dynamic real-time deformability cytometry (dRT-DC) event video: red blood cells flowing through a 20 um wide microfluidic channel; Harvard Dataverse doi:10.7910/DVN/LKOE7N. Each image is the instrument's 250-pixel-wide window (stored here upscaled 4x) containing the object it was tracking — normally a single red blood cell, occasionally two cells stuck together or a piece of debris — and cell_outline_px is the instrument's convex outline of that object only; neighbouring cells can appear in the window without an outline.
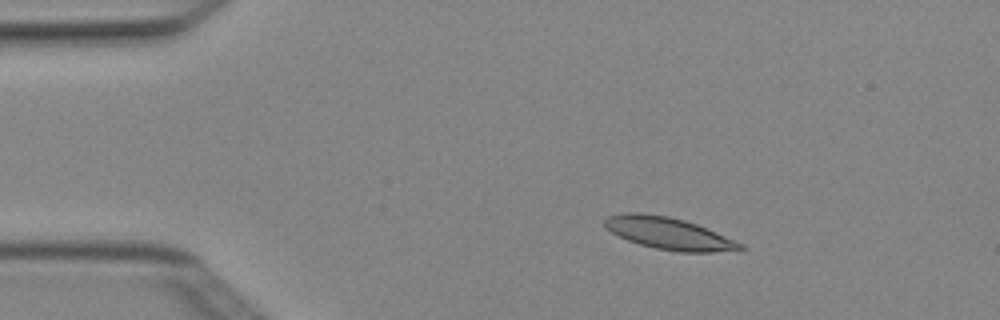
{"species": "Egyptian fruit bat (a non-hibernating species)", "species_latin": "Rousettus aegyptiacus", "temperature_condition": "cold", "stored_images_in_passage": 6, "camera_frame_rate_fps": 3000, "um_per_image_px": 0.085, "animal": {"sex": "female"}, "frame": {"image": 1, "passage_image": 2, "time_ms": 0.333, "image_size_px": [1000, 320], "cell_outline_px": [[744, 248], [712, 252], [680, 252], [656, 248], [640, 244], [628, 240], [604, 228], [604, 220], [608, 216], [620, 212], [640, 212], [668, 216], [684, 220], [696, 224], [744, 244]], "centroid_in_image_um": [56.78, 19.82], "position_along_channel_um": 28.2, "area_um2": 25.03}}
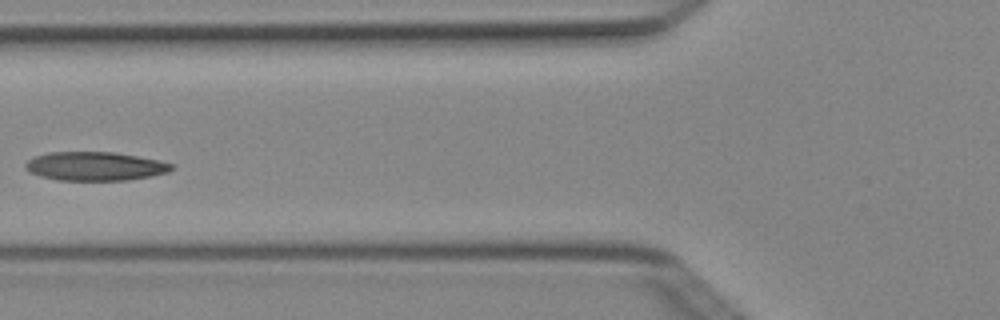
{"frame": {"image": 2, "passage_image": 5, "time_ms": 1.333, "image_size_px": [1000, 320], "cell_outline_px": [[176, 168], [168, 172], [152, 176], [128, 180], [56, 180], [40, 176], [28, 172], [24, 168], [24, 164], [32, 156], [48, 152], [116, 152], [160, 160], [172, 164]], "centroid_in_image_um": [8.06, 14.12], "position_along_channel_um": 117.7, "area_um2": 24.85}}
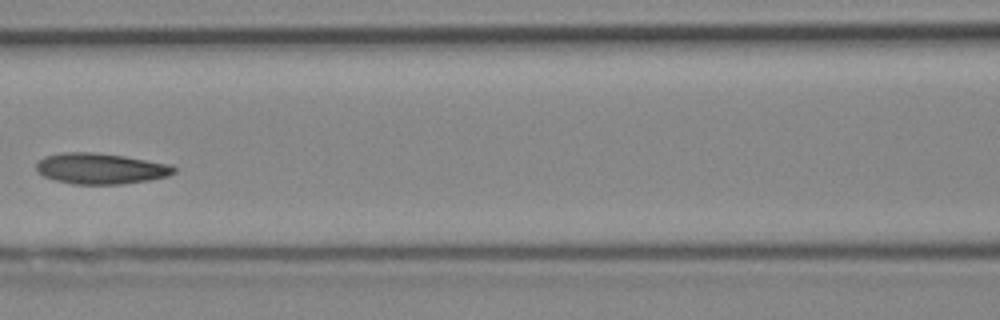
{"frame": {"image": 3, "passage_image": 6, "time_ms": 1.667, "image_size_px": [1000, 320], "cell_outline_px": [[176, 172], [168, 176], [148, 180], [120, 184], [72, 184], [56, 180], [44, 176], [36, 168], [36, 164], [44, 156], [64, 152], [96, 152], [124, 156], [172, 164], [176, 168]], "centroid_in_image_um": [8.59, 14.32], "position_along_channel_um": 158.0, "area_um2": 24.74}}